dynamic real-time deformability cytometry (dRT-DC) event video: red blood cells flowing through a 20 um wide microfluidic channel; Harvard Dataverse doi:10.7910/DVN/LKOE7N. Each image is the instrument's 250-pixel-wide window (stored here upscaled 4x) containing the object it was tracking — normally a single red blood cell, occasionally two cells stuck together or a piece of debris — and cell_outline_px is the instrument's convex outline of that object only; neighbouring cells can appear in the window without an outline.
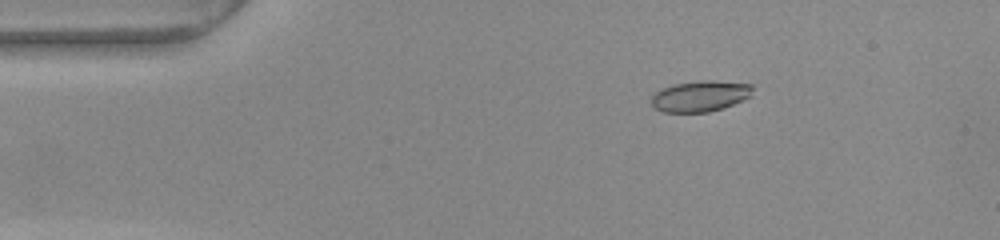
{"species": "common noctule bat (a hibernating species)", "species_latin": "Nyctalus noctula", "temperature_condition": "warm", "stored_images_in_passage": 54, "camera_frame_rate_fps": 3000, "um_per_image_px": 0.085, "animal": {"sex": "female", "body_mass_g": 22.0, "forearm_length_mm": 56.7}, "frame": {"image": 1, "passage_image": 9, "time_ms": 2.667, "image_size_px": [1000, 240], "cell_outline_px": [[752, 96], [744, 100], [724, 108], [708, 112], [664, 112], [656, 108], [652, 104], [652, 96], [656, 92], [672, 84], [704, 80], [708, 80], [752, 84]], "centroid_in_image_um": [59.56, 8.17], "position_along_channel_um": 25.4, "area_um2": 18.21}}
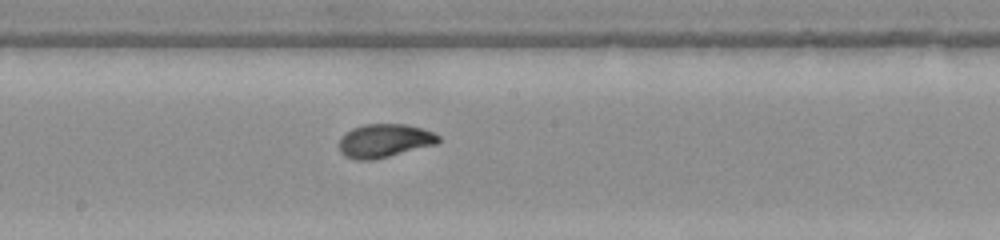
{"frame": {"image": 2, "passage_image": 29, "time_ms": 9.333, "image_size_px": [1000, 240], "cell_outline_px": [[440, 140], [436, 144], [372, 160], [356, 160], [344, 156], [340, 152], [340, 136], [344, 132], [352, 128], [364, 124], [408, 124], [432, 132], [440, 136]], "centroid_in_image_um": [32.64, 11.95], "position_along_channel_um": 215.6, "area_um2": 19.36}}
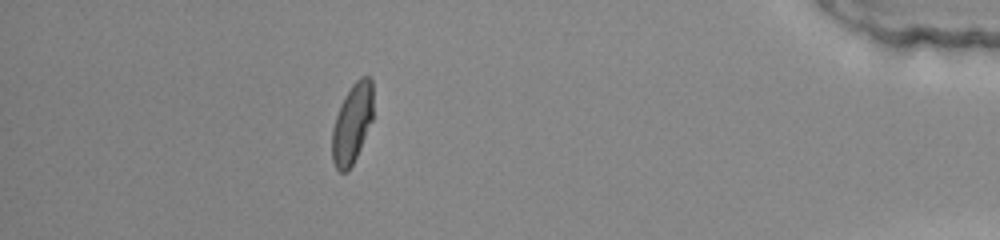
{"frame": {"image": 3, "passage_image": 48, "time_ms": 15.667, "image_size_px": [1000, 240], "cell_outline_px": [[372, 120], [360, 148], [352, 164], [344, 172], [340, 172], [336, 168], [332, 160], [332, 128], [340, 104], [344, 96], [352, 84], [360, 76], [368, 76], [372, 80]], "centroid_in_image_um": [29.92, 10.46], "position_along_channel_um": 405.3, "area_um2": 18.9}, "authors_computed_cell_mechanics": {"area_um2": 18.9295, "velocity_mm_per_s": 3.8185, "shape_relaxation_time_tau1_ms": 2.8465, "shape_relaxation_time_tau2_ms": null, "deformation_change_tau1": 0.1655, "deformation_change_tau2": null}}